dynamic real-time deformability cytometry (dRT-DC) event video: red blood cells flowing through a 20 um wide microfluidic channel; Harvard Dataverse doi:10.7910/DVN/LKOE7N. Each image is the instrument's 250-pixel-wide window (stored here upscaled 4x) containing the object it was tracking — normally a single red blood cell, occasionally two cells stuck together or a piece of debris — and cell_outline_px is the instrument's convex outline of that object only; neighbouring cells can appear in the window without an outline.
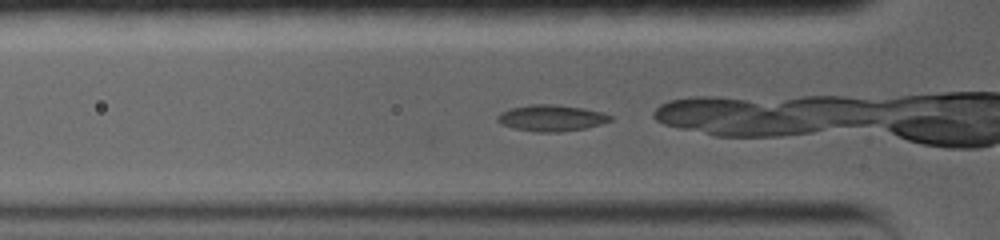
{"species": "common noctule bat (a hibernating species)", "species_latin": "Nyctalus noctula", "temperature_condition": "warm", "stored_images_in_passage": 43, "camera_frame_rate_fps": 5000, "um_per_image_px": 0.085, "animal": {"sex": "female", "body_mass_g": 19.0, "forearm_length_mm": 56.7}, "frame": {"image": 1, "passage_image": 2, "time_ms": 0.2, "image_size_px": [1000, 240], "cell_outline_px": [[612, 120], [600, 124], [584, 128], [560, 132], [536, 132], [512, 128], [500, 124], [496, 120], [496, 116], [500, 112], [512, 108], [528, 104], [552, 104], [584, 108], [600, 112], [612, 116]], "centroid_in_image_um": [46.81, 10.03], "position_along_channel_um": 79.0, "area_um2": 17.34}}
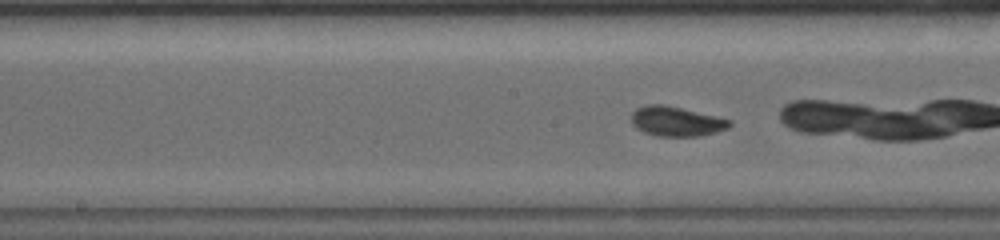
{"frame": {"image": 2, "passage_image": 11, "time_ms": 3.2, "image_size_px": [1000, 240], "cell_outline_px": [[732, 124], [728, 128], [716, 132], [700, 136], [656, 136], [644, 132], [636, 128], [632, 124], [632, 112], [636, 108], [648, 104], [664, 104], [716, 116], [732, 120]], "centroid_in_image_um": [57.48, 10.31], "position_along_channel_um": 190.7, "area_um2": 17.05}}
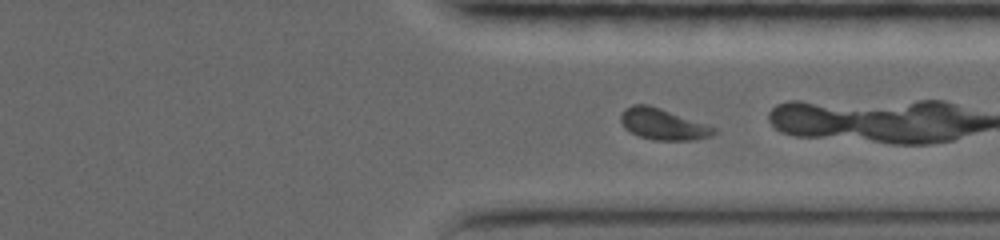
{"frame": {"image": 3, "passage_image": 29, "time_ms": 7.6, "image_size_px": [1000, 240], "cell_outline_px": [[716, 132], [712, 136], [696, 140], [652, 140], [640, 136], [624, 128], [620, 120], [620, 116], [624, 108], [632, 104], [648, 104], [708, 124], [716, 128]], "centroid_in_image_um": [56.36, 10.55], "position_along_channel_um": 355.0, "area_um2": 17.05}}